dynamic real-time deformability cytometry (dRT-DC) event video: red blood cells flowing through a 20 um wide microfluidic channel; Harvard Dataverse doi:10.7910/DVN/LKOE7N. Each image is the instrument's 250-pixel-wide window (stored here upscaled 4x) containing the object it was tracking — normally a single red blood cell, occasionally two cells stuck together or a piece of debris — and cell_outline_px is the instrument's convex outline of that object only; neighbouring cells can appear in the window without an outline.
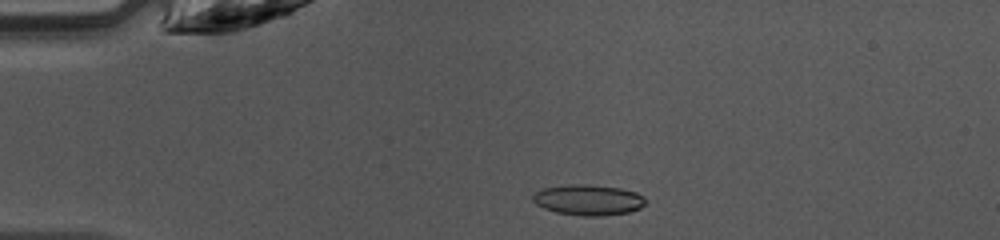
{"species": "common noctule bat (a hibernating species)", "species_latin": "Nyctalus noctula", "temperature_condition": "warm", "stored_images_in_passage": 48, "camera_frame_rate_fps": 3000, "um_per_image_px": 0.085, "animal": {"sex": "female", "body_mass_g": 10.0, "forearm_length_mm": 53.1}, "frame": {"image": 1, "passage_image": 11, "time_ms": 3.333, "image_size_px": [1000, 240], "cell_outline_px": [[648, 200], [640, 208], [628, 212], [600, 216], [580, 216], [556, 212], [544, 208], [536, 204], [532, 200], [532, 196], [536, 192], [544, 188], [572, 184], [584, 184], [620, 188], [636, 192], [644, 196]], "centroid_in_image_um": [50.02, 17.0], "position_along_channel_um": 35.0, "area_um2": 20.11}}
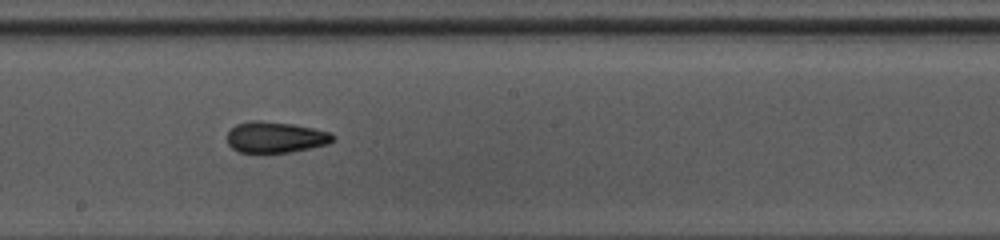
{"frame": {"image": 2, "passage_image": 27, "time_ms": 8.667, "image_size_px": [1000, 240], "cell_outline_px": [[336, 140], [328, 144], [312, 148], [292, 152], [240, 152], [232, 148], [228, 144], [228, 132], [236, 124], [248, 120], [260, 120], [292, 124], [332, 132], [336, 136]], "centroid_in_image_um": [23.46, 11.66], "position_along_channel_um": 224.7, "area_um2": 19.31}}
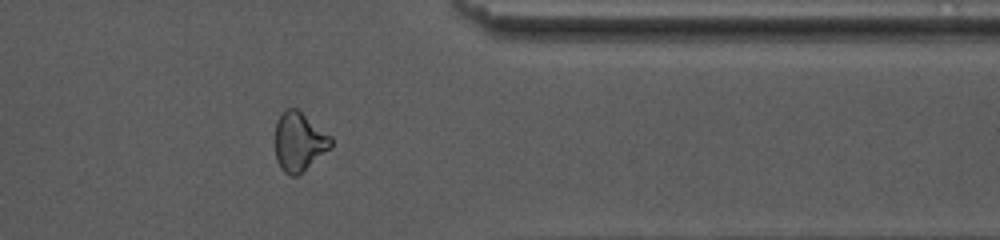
{"frame": {"image": 3, "passage_image": 39, "time_ms": 12.667, "image_size_px": [1000, 240], "cell_outline_px": [[332, 148], [300, 176], [288, 176], [284, 172], [276, 160], [276, 120], [288, 108], [296, 108], [332, 136]], "centroid_in_image_um": [25.46, 12.1], "position_along_channel_um": 385.9, "area_um2": 19.48}, "authors_computed_cell_mechanics": {"area_um2": 19.363, "velocity_mm_per_s": 4.2514, "shape_relaxation_time_tau1_ms": 10.1474, "shape_relaxation_time_tau2_ms": 1.6382, "deformation_change_tau1": 0.2338, "deformation_change_tau2": 0.0881}}